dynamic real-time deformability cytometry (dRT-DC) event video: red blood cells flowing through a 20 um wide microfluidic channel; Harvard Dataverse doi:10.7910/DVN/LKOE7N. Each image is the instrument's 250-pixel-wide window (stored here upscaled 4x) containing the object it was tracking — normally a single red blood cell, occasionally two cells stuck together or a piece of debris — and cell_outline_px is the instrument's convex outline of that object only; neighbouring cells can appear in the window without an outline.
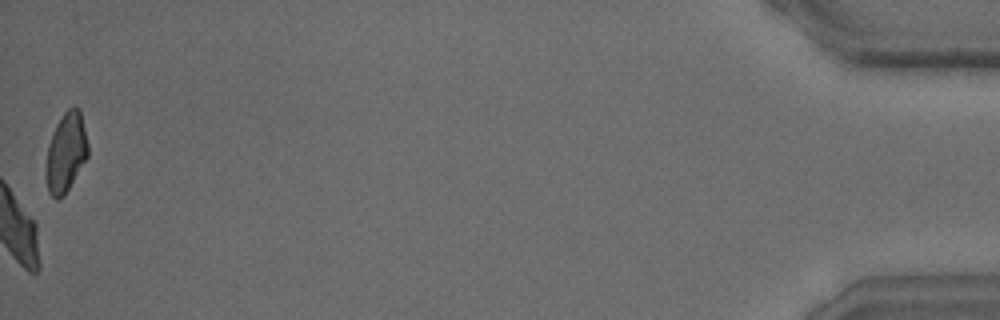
{"species": "common noctule bat (a hibernating species)", "species_latin": "Nyctalus noctula", "temperature_condition": "warm", "stored_images_in_passage": 42, "camera_frame_rate_fps": 3000, "um_per_image_px": 0.085, "animal": {"sex": "male", "body_mass_g": 15.6}, "frame": {"image": 1, "passage_image": 42, "time_ms": 13.667, "image_size_px": [1000, 320], "cell_outline_px": [[88, 156], [68, 188], [56, 200], [48, 192], [44, 176], [48, 144], [52, 132], [56, 124], [64, 112], [68, 108], [76, 104], [80, 108], [88, 144]], "centroid_in_image_um": [5.59, 12.9], "position_along_channel_um": 429.6, "area_um2": 19.54}}